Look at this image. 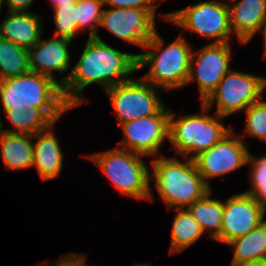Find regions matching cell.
<instances>
[{
    "instance_id": "cell-27",
    "label": "cell",
    "mask_w": 266,
    "mask_h": 266,
    "mask_svg": "<svg viewBox=\"0 0 266 266\" xmlns=\"http://www.w3.org/2000/svg\"><path fill=\"white\" fill-rule=\"evenodd\" d=\"M247 163H252L250 174L252 188L246 193L251 194L266 211V154L255 158L249 153Z\"/></svg>"
},
{
    "instance_id": "cell-18",
    "label": "cell",
    "mask_w": 266,
    "mask_h": 266,
    "mask_svg": "<svg viewBox=\"0 0 266 266\" xmlns=\"http://www.w3.org/2000/svg\"><path fill=\"white\" fill-rule=\"evenodd\" d=\"M41 17L27 12L7 11V18L0 25V37L16 46L31 49L40 41L42 33Z\"/></svg>"
},
{
    "instance_id": "cell-36",
    "label": "cell",
    "mask_w": 266,
    "mask_h": 266,
    "mask_svg": "<svg viewBox=\"0 0 266 266\" xmlns=\"http://www.w3.org/2000/svg\"><path fill=\"white\" fill-rule=\"evenodd\" d=\"M0 117H1V116H0ZM2 126H3V123H2L1 118H0V132H1V128H2Z\"/></svg>"
},
{
    "instance_id": "cell-24",
    "label": "cell",
    "mask_w": 266,
    "mask_h": 266,
    "mask_svg": "<svg viewBox=\"0 0 266 266\" xmlns=\"http://www.w3.org/2000/svg\"><path fill=\"white\" fill-rule=\"evenodd\" d=\"M5 113L14 130L1 129L4 133L35 135L54 123L40 108L31 107L23 111H5Z\"/></svg>"
},
{
    "instance_id": "cell-1",
    "label": "cell",
    "mask_w": 266,
    "mask_h": 266,
    "mask_svg": "<svg viewBox=\"0 0 266 266\" xmlns=\"http://www.w3.org/2000/svg\"><path fill=\"white\" fill-rule=\"evenodd\" d=\"M137 54H128L112 48L101 37H89L73 70L59 81L65 101L72 107L80 106L83 89L98 83L105 90L131 79L137 71Z\"/></svg>"
},
{
    "instance_id": "cell-17",
    "label": "cell",
    "mask_w": 266,
    "mask_h": 266,
    "mask_svg": "<svg viewBox=\"0 0 266 266\" xmlns=\"http://www.w3.org/2000/svg\"><path fill=\"white\" fill-rule=\"evenodd\" d=\"M54 124L34 135L39 139L33 143L32 167L36 166L43 181L56 178L62 170L64 157L57 136L51 131Z\"/></svg>"
},
{
    "instance_id": "cell-30",
    "label": "cell",
    "mask_w": 266,
    "mask_h": 266,
    "mask_svg": "<svg viewBox=\"0 0 266 266\" xmlns=\"http://www.w3.org/2000/svg\"><path fill=\"white\" fill-rule=\"evenodd\" d=\"M85 255L78 254H67L64 257L57 259L51 266H86Z\"/></svg>"
},
{
    "instance_id": "cell-23",
    "label": "cell",
    "mask_w": 266,
    "mask_h": 266,
    "mask_svg": "<svg viewBox=\"0 0 266 266\" xmlns=\"http://www.w3.org/2000/svg\"><path fill=\"white\" fill-rule=\"evenodd\" d=\"M29 71L28 50L0 37V81Z\"/></svg>"
},
{
    "instance_id": "cell-26",
    "label": "cell",
    "mask_w": 266,
    "mask_h": 266,
    "mask_svg": "<svg viewBox=\"0 0 266 266\" xmlns=\"http://www.w3.org/2000/svg\"><path fill=\"white\" fill-rule=\"evenodd\" d=\"M54 37L72 40L79 31L77 22V4L60 5L54 8Z\"/></svg>"
},
{
    "instance_id": "cell-32",
    "label": "cell",
    "mask_w": 266,
    "mask_h": 266,
    "mask_svg": "<svg viewBox=\"0 0 266 266\" xmlns=\"http://www.w3.org/2000/svg\"><path fill=\"white\" fill-rule=\"evenodd\" d=\"M77 0H51L54 8L59 7L60 5L66 4H75Z\"/></svg>"
},
{
    "instance_id": "cell-5",
    "label": "cell",
    "mask_w": 266,
    "mask_h": 266,
    "mask_svg": "<svg viewBox=\"0 0 266 266\" xmlns=\"http://www.w3.org/2000/svg\"><path fill=\"white\" fill-rule=\"evenodd\" d=\"M202 114L175 116L169 113V139L176 152L194 159L201 152L210 149L232 130L226 128L220 119L223 116H209L208 108L202 104ZM204 113V114H203ZM220 121V122H219ZM192 155H189V154Z\"/></svg>"
},
{
    "instance_id": "cell-4",
    "label": "cell",
    "mask_w": 266,
    "mask_h": 266,
    "mask_svg": "<svg viewBox=\"0 0 266 266\" xmlns=\"http://www.w3.org/2000/svg\"><path fill=\"white\" fill-rule=\"evenodd\" d=\"M155 186L169 209H184L203 198L210 187L206 184L193 159L181 162L178 158L160 156L151 160Z\"/></svg>"
},
{
    "instance_id": "cell-33",
    "label": "cell",
    "mask_w": 266,
    "mask_h": 266,
    "mask_svg": "<svg viewBox=\"0 0 266 266\" xmlns=\"http://www.w3.org/2000/svg\"><path fill=\"white\" fill-rule=\"evenodd\" d=\"M231 266H266V260L241 263L238 265H231Z\"/></svg>"
},
{
    "instance_id": "cell-6",
    "label": "cell",
    "mask_w": 266,
    "mask_h": 266,
    "mask_svg": "<svg viewBox=\"0 0 266 266\" xmlns=\"http://www.w3.org/2000/svg\"><path fill=\"white\" fill-rule=\"evenodd\" d=\"M140 154L114 148L91 155L97 164L122 194L137 199H152L149 169ZM150 177V178H149Z\"/></svg>"
},
{
    "instance_id": "cell-9",
    "label": "cell",
    "mask_w": 266,
    "mask_h": 266,
    "mask_svg": "<svg viewBox=\"0 0 266 266\" xmlns=\"http://www.w3.org/2000/svg\"><path fill=\"white\" fill-rule=\"evenodd\" d=\"M156 87L146 81L129 79L106 90L117 115L118 125L159 113L165 105Z\"/></svg>"
},
{
    "instance_id": "cell-15",
    "label": "cell",
    "mask_w": 266,
    "mask_h": 266,
    "mask_svg": "<svg viewBox=\"0 0 266 266\" xmlns=\"http://www.w3.org/2000/svg\"><path fill=\"white\" fill-rule=\"evenodd\" d=\"M72 40L53 37L40 40L29 53V70L54 78L53 71L63 73L70 67L68 45Z\"/></svg>"
},
{
    "instance_id": "cell-12",
    "label": "cell",
    "mask_w": 266,
    "mask_h": 266,
    "mask_svg": "<svg viewBox=\"0 0 266 266\" xmlns=\"http://www.w3.org/2000/svg\"><path fill=\"white\" fill-rule=\"evenodd\" d=\"M232 132L193 159L209 187L208 179L225 175L248 164L250 152L241 140L243 136L234 137L236 135Z\"/></svg>"
},
{
    "instance_id": "cell-7",
    "label": "cell",
    "mask_w": 266,
    "mask_h": 266,
    "mask_svg": "<svg viewBox=\"0 0 266 266\" xmlns=\"http://www.w3.org/2000/svg\"><path fill=\"white\" fill-rule=\"evenodd\" d=\"M165 20L208 39L212 43H229L232 32L228 4L221 1H204L196 5L164 14Z\"/></svg>"
},
{
    "instance_id": "cell-28",
    "label": "cell",
    "mask_w": 266,
    "mask_h": 266,
    "mask_svg": "<svg viewBox=\"0 0 266 266\" xmlns=\"http://www.w3.org/2000/svg\"><path fill=\"white\" fill-rule=\"evenodd\" d=\"M246 134L266 141V101L261 99L246 109Z\"/></svg>"
},
{
    "instance_id": "cell-14",
    "label": "cell",
    "mask_w": 266,
    "mask_h": 266,
    "mask_svg": "<svg viewBox=\"0 0 266 266\" xmlns=\"http://www.w3.org/2000/svg\"><path fill=\"white\" fill-rule=\"evenodd\" d=\"M265 210L246 192L235 194L224 202L220 242L228 244L246 235L264 220Z\"/></svg>"
},
{
    "instance_id": "cell-10",
    "label": "cell",
    "mask_w": 266,
    "mask_h": 266,
    "mask_svg": "<svg viewBox=\"0 0 266 266\" xmlns=\"http://www.w3.org/2000/svg\"><path fill=\"white\" fill-rule=\"evenodd\" d=\"M169 113L164 107L156 115L120 124L123 140L118 148L140 155L156 156L159 146L169 139Z\"/></svg>"
},
{
    "instance_id": "cell-35",
    "label": "cell",
    "mask_w": 266,
    "mask_h": 266,
    "mask_svg": "<svg viewBox=\"0 0 266 266\" xmlns=\"http://www.w3.org/2000/svg\"><path fill=\"white\" fill-rule=\"evenodd\" d=\"M133 266H151V264L142 263V264H134Z\"/></svg>"
},
{
    "instance_id": "cell-31",
    "label": "cell",
    "mask_w": 266,
    "mask_h": 266,
    "mask_svg": "<svg viewBox=\"0 0 266 266\" xmlns=\"http://www.w3.org/2000/svg\"><path fill=\"white\" fill-rule=\"evenodd\" d=\"M33 0H6L10 12H27Z\"/></svg>"
},
{
    "instance_id": "cell-13",
    "label": "cell",
    "mask_w": 266,
    "mask_h": 266,
    "mask_svg": "<svg viewBox=\"0 0 266 266\" xmlns=\"http://www.w3.org/2000/svg\"><path fill=\"white\" fill-rule=\"evenodd\" d=\"M231 45L229 43H211L192 52L190 72L187 83L195 80L193 70L196 60V79L200 91L201 103L212 93L218 83L229 72Z\"/></svg>"
},
{
    "instance_id": "cell-16",
    "label": "cell",
    "mask_w": 266,
    "mask_h": 266,
    "mask_svg": "<svg viewBox=\"0 0 266 266\" xmlns=\"http://www.w3.org/2000/svg\"><path fill=\"white\" fill-rule=\"evenodd\" d=\"M228 9L232 32L240 43L247 44L262 30L266 21V0H240L232 7L228 4Z\"/></svg>"
},
{
    "instance_id": "cell-22",
    "label": "cell",
    "mask_w": 266,
    "mask_h": 266,
    "mask_svg": "<svg viewBox=\"0 0 266 266\" xmlns=\"http://www.w3.org/2000/svg\"><path fill=\"white\" fill-rule=\"evenodd\" d=\"M178 212L172 225L170 253H179L203 236V229L187 208Z\"/></svg>"
},
{
    "instance_id": "cell-25",
    "label": "cell",
    "mask_w": 266,
    "mask_h": 266,
    "mask_svg": "<svg viewBox=\"0 0 266 266\" xmlns=\"http://www.w3.org/2000/svg\"><path fill=\"white\" fill-rule=\"evenodd\" d=\"M77 22L79 31L90 27L89 37H98L97 27L100 26L103 5L102 0H77Z\"/></svg>"
},
{
    "instance_id": "cell-20",
    "label": "cell",
    "mask_w": 266,
    "mask_h": 266,
    "mask_svg": "<svg viewBox=\"0 0 266 266\" xmlns=\"http://www.w3.org/2000/svg\"><path fill=\"white\" fill-rule=\"evenodd\" d=\"M228 245L235 249L231 265L266 260V221Z\"/></svg>"
},
{
    "instance_id": "cell-29",
    "label": "cell",
    "mask_w": 266,
    "mask_h": 266,
    "mask_svg": "<svg viewBox=\"0 0 266 266\" xmlns=\"http://www.w3.org/2000/svg\"><path fill=\"white\" fill-rule=\"evenodd\" d=\"M157 0H102L112 8L156 9ZM163 1V0H162Z\"/></svg>"
},
{
    "instance_id": "cell-3",
    "label": "cell",
    "mask_w": 266,
    "mask_h": 266,
    "mask_svg": "<svg viewBox=\"0 0 266 266\" xmlns=\"http://www.w3.org/2000/svg\"><path fill=\"white\" fill-rule=\"evenodd\" d=\"M162 45L163 39L156 31L143 47L147 52L137 54V69L150 66L143 80L153 87L179 89L187 84L193 51L183 36L164 49Z\"/></svg>"
},
{
    "instance_id": "cell-37",
    "label": "cell",
    "mask_w": 266,
    "mask_h": 266,
    "mask_svg": "<svg viewBox=\"0 0 266 266\" xmlns=\"http://www.w3.org/2000/svg\"><path fill=\"white\" fill-rule=\"evenodd\" d=\"M2 1H3V0H0V10H1V6H2Z\"/></svg>"
},
{
    "instance_id": "cell-8",
    "label": "cell",
    "mask_w": 266,
    "mask_h": 266,
    "mask_svg": "<svg viewBox=\"0 0 266 266\" xmlns=\"http://www.w3.org/2000/svg\"><path fill=\"white\" fill-rule=\"evenodd\" d=\"M265 87L266 78L232 69L201 104L209 109L216 101L215 114L226 117L259 101Z\"/></svg>"
},
{
    "instance_id": "cell-21",
    "label": "cell",
    "mask_w": 266,
    "mask_h": 266,
    "mask_svg": "<svg viewBox=\"0 0 266 266\" xmlns=\"http://www.w3.org/2000/svg\"><path fill=\"white\" fill-rule=\"evenodd\" d=\"M209 191L203 198L196 200L191 206L187 207L194 219L200 224L203 231L210 228L211 238L220 242V232L224 213V203L219 200L211 199Z\"/></svg>"
},
{
    "instance_id": "cell-2",
    "label": "cell",
    "mask_w": 266,
    "mask_h": 266,
    "mask_svg": "<svg viewBox=\"0 0 266 266\" xmlns=\"http://www.w3.org/2000/svg\"><path fill=\"white\" fill-rule=\"evenodd\" d=\"M0 100L5 111L40 108L54 123L72 107L65 101L59 81L29 71L0 81Z\"/></svg>"
},
{
    "instance_id": "cell-19",
    "label": "cell",
    "mask_w": 266,
    "mask_h": 266,
    "mask_svg": "<svg viewBox=\"0 0 266 266\" xmlns=\"http://www.w3.org/2000/svg\"><path fill=\"white\" fill-rule=\"evenodd\" d=\"M34 135L0 133L1 155L5 169H27L33 164Z\"/></svg>"
},
{
    "instance_id": "cell-11",
    "label": "cell",
    "mask_w": 266,
    "mask_h": 266,
    "mask_svg": "<svg viewBox=\"0 0 266 266\" xmlns=\"http://www.w3.org/2000/svg\"><path fill=\"white\" fill-rule=\"evenodd\" d=\"M155 12L156 9H103L100 26L126 42L144 47L156 32Z\"/></svg>"
},
{
    "instance_id": "cell-34",
    "label": "cell",
    "mask_w": 266,
    "mask_h": 266,
    "mask_svg": "<svg viewBox=\"0 0 266 266\" xmlns=\"http://www.w3.org/2000/svg\"><path fill=\"white\" fill-rule=\"evenodd\" d=\"M262 28H263L262 33H263V37H264V41H265V45H264L265 53H264V55H265V58H266V21L264 22Z\"/></svg>"
}]
</instances>
